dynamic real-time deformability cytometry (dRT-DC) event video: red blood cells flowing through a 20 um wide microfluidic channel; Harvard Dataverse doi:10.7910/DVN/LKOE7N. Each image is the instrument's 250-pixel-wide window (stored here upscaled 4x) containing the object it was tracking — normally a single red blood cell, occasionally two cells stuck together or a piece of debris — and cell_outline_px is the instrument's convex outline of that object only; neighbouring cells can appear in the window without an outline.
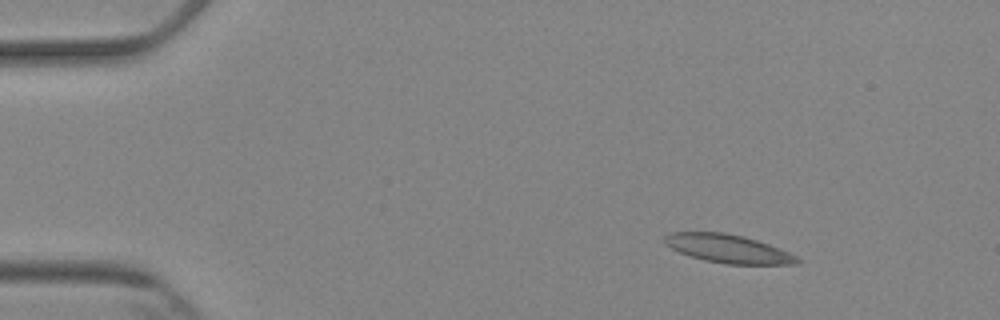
{"species": "Egyptian fruit bat (a non-hibernating species)", "species_latin": "Rousettus aegyptiacus", "temperature_condition": "cold", "stored_images_in_passage": 6, "camera_frame_rate_fps": 3000, "um_per_image_px": 0.085, "animal": {"sex": "female"}, "frame": {"image": 1, "passage_image": 1, "time_ms": 0.0, "image_size_px": [1000, 320], "cell_outline_px": [[800, 260], [796, 264], [728, 264], [704, 260], [688, 256], [664, 244], [664, 236], [672, 232], [724, 232], [744, 236], [780, 248], [796, 256]], "centroid_in_image_um": [61.86, 21.13], "position_along_channel_um": 23.1, "area_um2": 21.85}}
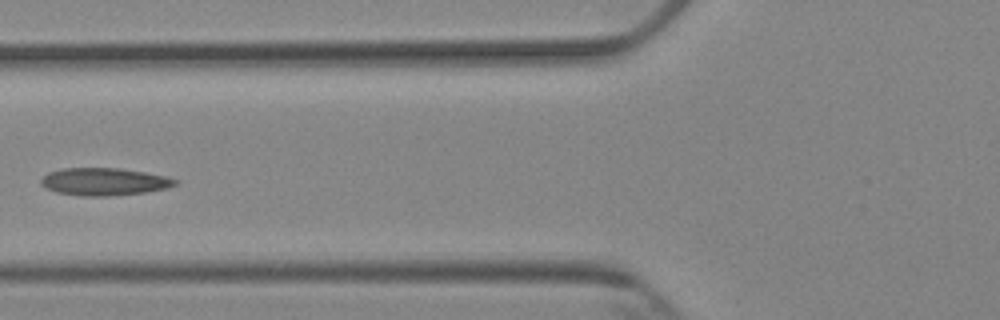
{"frame": {"image": 2, "passage_image": 5, "time_ms": 4.667, "image_size_px": [1000, 320], "cell_outline_px": [[180, 180], [176, 184], [168, 188], [144, 192], [108, 196], [84, 196], [56, 192], [40, 184], [40, 180], [48, 172], [64, 168], [120, 168], [144, 172], [164, 176]], "centroid_in_image_um": [8.86, 15.44], "position_along_channel_um": 116.9, "area_um2": 21.39}}
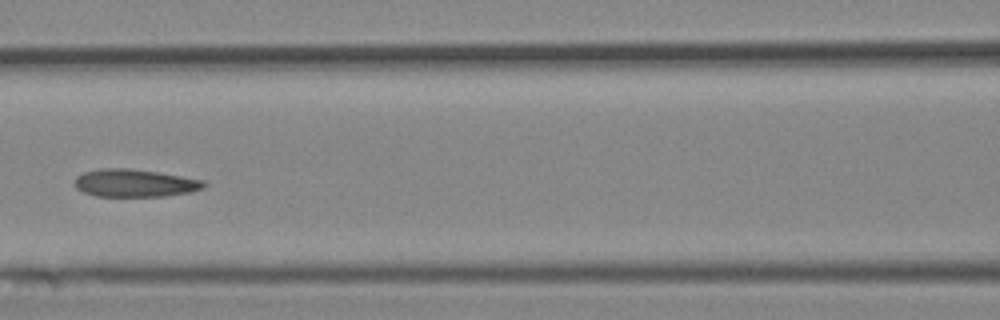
{"frame": {"image": 3, "passage_image": 6, "time_ms": 5.667, "image_size_px": [1000, 320], "cell_outline_px": [[208, 184], [204, 188], [192, 192], [164, 196], [96, 196], [84, 192], [76, 188], [76, 176], [84, 172], [100, 168], [132, 168], [204, 180]], "centroid_in_image_um": [11.48, 15.56], "position_along_channel_um": 155.1, "area_um2": 20.87}}